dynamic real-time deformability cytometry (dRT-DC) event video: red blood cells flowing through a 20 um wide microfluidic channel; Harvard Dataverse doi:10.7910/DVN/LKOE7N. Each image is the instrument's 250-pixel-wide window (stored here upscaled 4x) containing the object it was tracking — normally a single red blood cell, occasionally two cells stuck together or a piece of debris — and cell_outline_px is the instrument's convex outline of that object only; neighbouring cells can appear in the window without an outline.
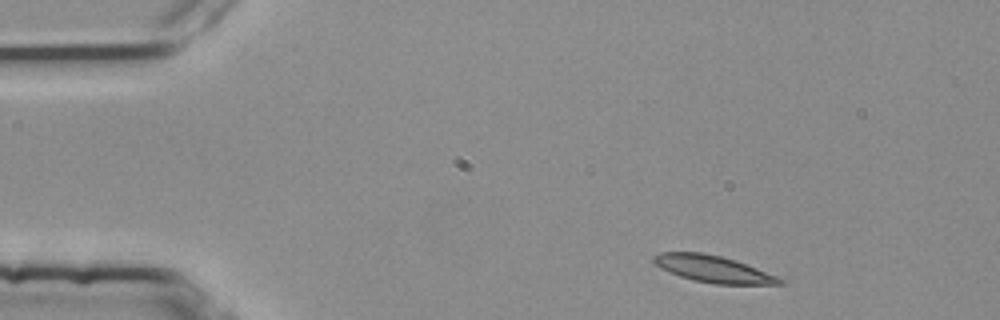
{"species": "common noctule bat (a hibernating species)", "species_latin": "Nyctalus noctula", "temperature_condition": "room temperature", "stored_images_in_passage": 3, "camera_frame_rate_fps": 3000, "um_per_image_px": 0.085, "animal": {"sex": "female", "body_mass_g": 25.1}, "frame": {"image": 1, "passage_image": 1, "time_ms": 0.0, "image_size_px": [1000, 320], "cell_outline_px": [[788, 284], [716, 284], [692, 280], [668, 272], [660, 268], [652, 260], [652, 256], [660, 252], [704, 252], [736, 260], [776, 276], [784, 280]], "centroid_in_image_um": [60.59, 22.86], "position_along_channel_um": 24.4, "area_um2": 19.71}}
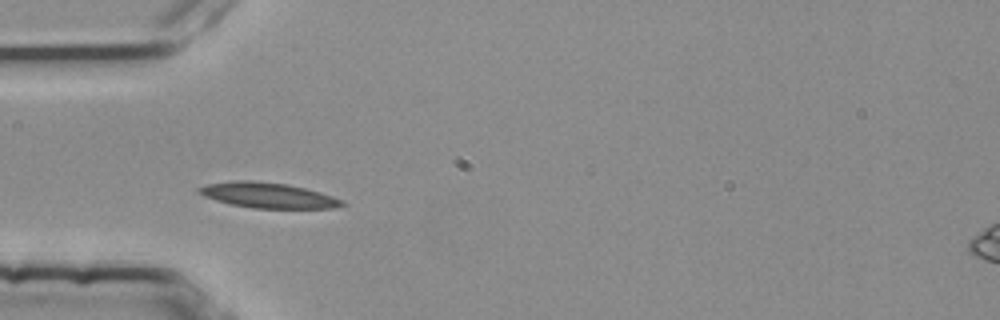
{"frame": {"image": 2, "passage_image": 3, "time_ms": 0.667, "image_size_px": [1000, 320], "cell_outline_px": [[348, 204], [332, 208], [252, 208], [232, 204], [216, 200], [204, 196], [196, 192], [196, 188], [208, 184], [236, 180], [252, 180], [288, 184], [320, 192], [344, 200]], "centroid_in_image_um": [22.78, 16.59], "position_along_channel_um": 62.2, "area_um2": 21.15}}